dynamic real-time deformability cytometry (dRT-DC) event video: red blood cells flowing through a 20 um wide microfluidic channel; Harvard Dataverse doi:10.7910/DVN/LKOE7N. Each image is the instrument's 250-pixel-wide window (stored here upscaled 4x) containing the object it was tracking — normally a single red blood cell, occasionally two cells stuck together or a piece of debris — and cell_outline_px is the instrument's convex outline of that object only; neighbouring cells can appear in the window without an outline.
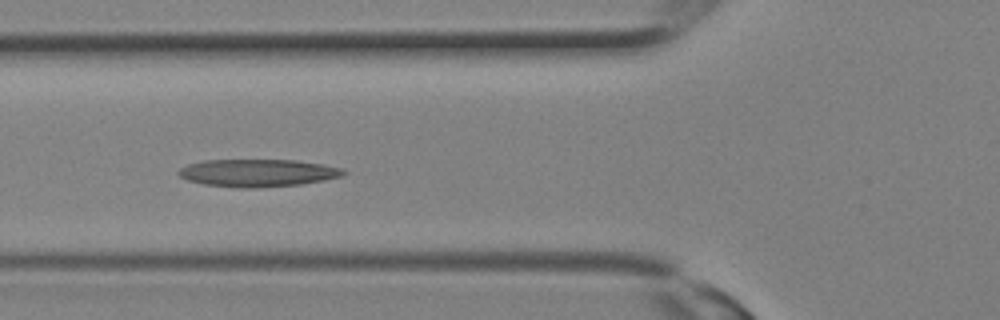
{"species": "Egyptian fruit bat (a non-hibernating species)", "species_latin": "Rousettus aegyptiacus", "temperature_condition": "room temperature", "stored_images_in_passage": 12, "camera_frame_rate_fps": 3000, "um_per_image_px": 0.085, "animal": {"sex": "female"}, "frame": {"image": 1, "passage_image": 9, "time_ms": 2.667, "image_size_px": [1000, 320], "cell_outline_px": [[348, 172], [344, 176], [324, 180], [300, 184], [256, 188], [240, 188], [204, 184], [188, 180], [180, 176], [176, 172], [180, 168], [188, 164], [204, 160], [296, 160], [324, 164], [340, 168]], "centroid_in_image_um": [21.92, 14.69], "position_along_channel_um": 103.9, "area_um2": 26.53}}
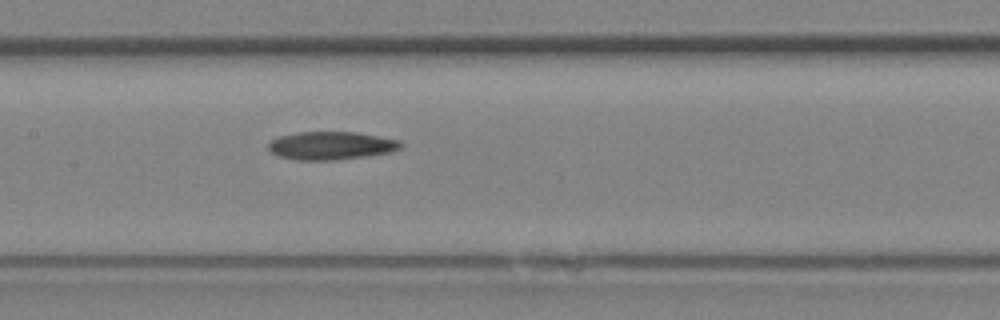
{"frame": {"image": 2, "passage_image": 12, "time_ms": 3.667, "image_size_px": [1000, 320], "cell_outline_px": [[404, 144], [400, 148], [388, 152], [364, 156], [332, 160], [296, 160], [280, 156], [272, 152], [268, 148], [268, 144], [272, 140], [280, 136], [300, 132], [356, 132], [400, 140]], "centroid_in_image_um": [28.15, 12.37], "position_along_channel_um": 179.3, "area_um2": 21.39}}